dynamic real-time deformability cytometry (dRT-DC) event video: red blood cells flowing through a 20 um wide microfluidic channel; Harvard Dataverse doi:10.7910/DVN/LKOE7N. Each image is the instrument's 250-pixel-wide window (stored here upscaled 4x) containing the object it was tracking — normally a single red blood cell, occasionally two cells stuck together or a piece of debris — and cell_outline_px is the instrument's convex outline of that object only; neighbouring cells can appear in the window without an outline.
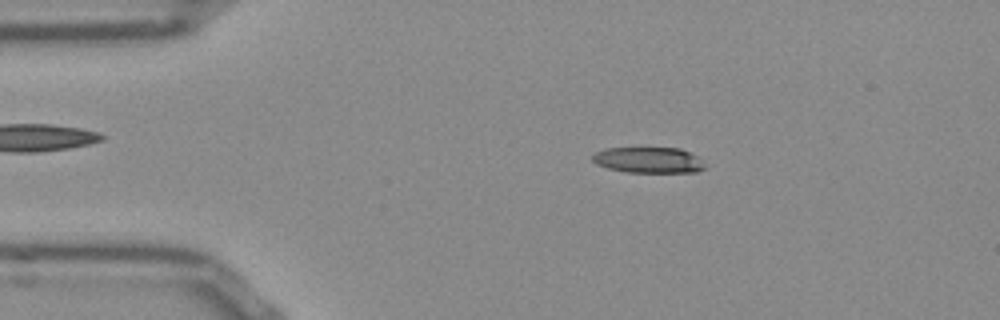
{"species": "Egyptian fruit bat (a non-hibernating species)", "species_latin": "Rousettus aegyptiacus", "temperature_condition": "room temperature", "stored_images_in_passage": 50, "camera_frame_rate_fps": 3000, "um_per_image_px": 0.085, "frame": {"image": 1, "passage_image": 7, "time_ms": 2.0, "image_size_px": [1000, 320], "cell_outline_px": [[708, 168], [696, 172], [624, 172], [608, 168], [596, 164], [592, 160], [592, 156], [596, 152], [604, 148], [680, 148], [696, 156]], "centroid_in_image_um": [55.12, 13.61], "position_along_channel_um": 29.9, "area_um2": 16.94}}
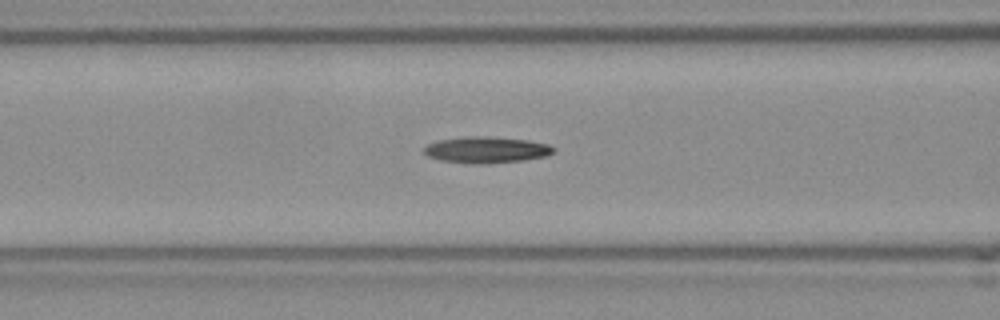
{"frame": {"image": 2, "passage_image": 18, "time_ms": 5.667, "image_size_px": [1000, 320], "cell_outline_px": [[556, 152], [544, 156], [524, 160], [480, 164], [476, 164], [440, 160], [428, 156], [424, 152], [424, 148], [428, 144], [436, 140], [468, 136], [484, 136], [528, 140], [548, 144], [556, 148]], "centroid_in_image_um": [41.35, 12.73], "position_along_channel_um": 125.3, "area_um2": 19.83}}
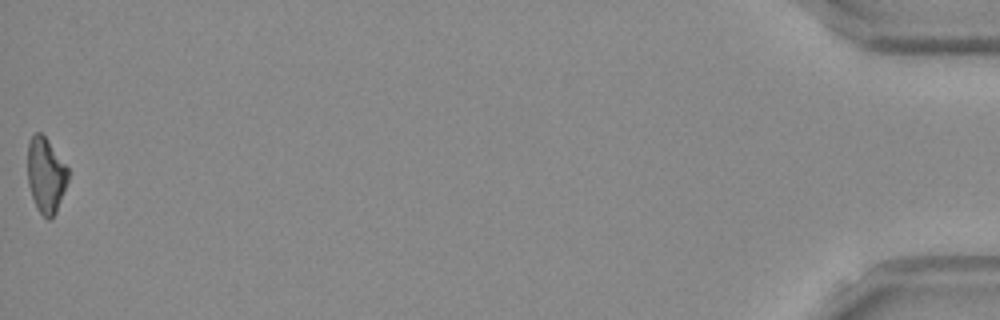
{"frame": {"image": 3, "passage_image": 50, "time_ms": 16.333, "image_size_px": [1000, 320], "cell_outline_px": [[68, 180], [56, 212], [48, 220], [36, 208], [28, 184], [28, 140], [36, 132], [40, 132], [48, 140], [68, 168]], "centroid_in_image_um": [3.89, 14.88], "position_along_channel_um": 431.3, "area_um2": 17.57}}